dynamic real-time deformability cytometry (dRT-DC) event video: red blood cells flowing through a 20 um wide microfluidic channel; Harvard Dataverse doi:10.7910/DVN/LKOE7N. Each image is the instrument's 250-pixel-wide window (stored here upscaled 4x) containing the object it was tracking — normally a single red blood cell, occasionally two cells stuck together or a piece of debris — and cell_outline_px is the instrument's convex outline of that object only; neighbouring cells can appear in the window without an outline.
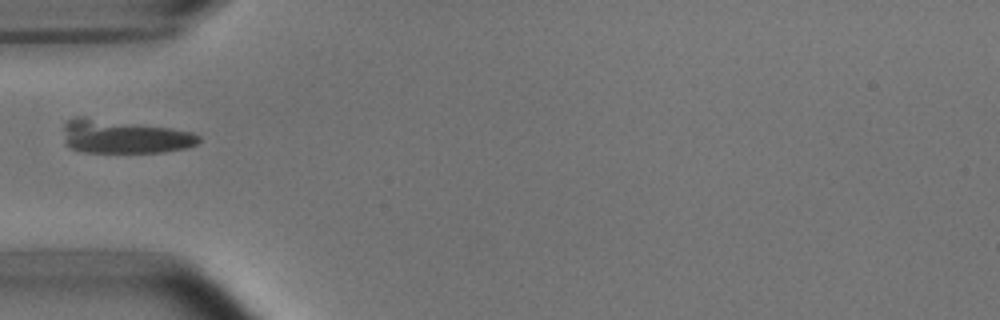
{"species": "common noctule bat (a hibernating species)", "species_latin": "Nyctalus noctula", "temperature_condition": "room temperature", "stored_images_in_passage": 35, "camera_frame_rate_fps": 3000, "um_per_image_px": 0.085, "animal": {"sex": "male", "body_mass_g": 15.6}, "frame": {"image": 1, "passage_image": 1, "time_ms": 0.0, "image_size_px": [1000, 320], "cell_outline_px": [[200, 140], [196, 144], [188, 148], [164, 152], [84, 152], [68, 148], [64, 144], [64, 124], [68, 120], [76, 116], [84, 116], [172, 128], [192, 132], [200, 136]], "centroid_in_image_um": [10.51, 11.61], "position_along_channel_um": 74.5, "area_um2": 26.82}}
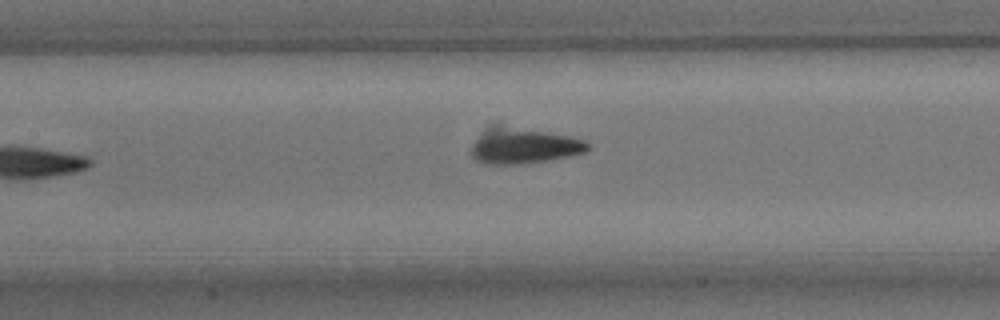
{"frame": {"image": 2, "passage_image": 8, "time_ms": 2.333, "image_size_px": [1000, 320], "cell_outline_px": [[592, 148], [588, 152], [548, 160], [516, 164], [492, 164], [480, 160], [472, 156], [472, 144], [480, 132], [488, 124], [500, 124], [568, 136], [584, 140], [592, 144]], "centroid_in_image_um": [44.52, 12.36], "position_along_channel_um": 162.9, "area_um2": 24.33}}
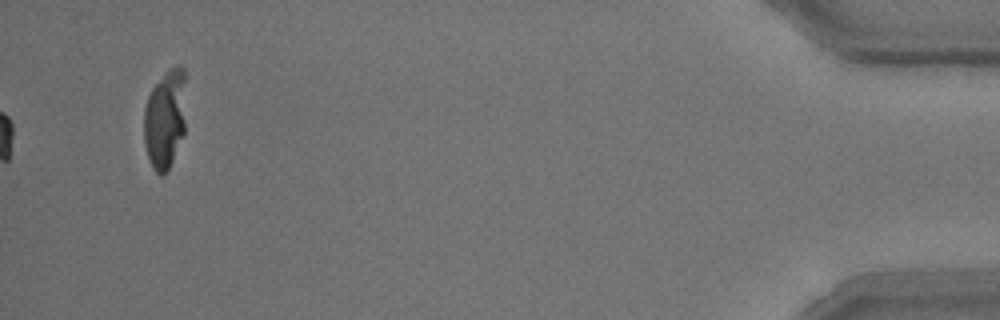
{"frame": {"image": 3, "passage_image": 35, "time_ms": 11.333, "image_size_px": [1000, 320], "cell_outline_px": [[184, 132], [172, 160], [164, 176], [160, 176], [152, 168], [144, 144], [144, 108], [148, 96], [152, 88], [176, 64], [180, 64], [184, 68]], "centroid_in_image_um": [14.01, 10.15], "position_along_channel_um": 421.2, "area_um2": 23.87}}